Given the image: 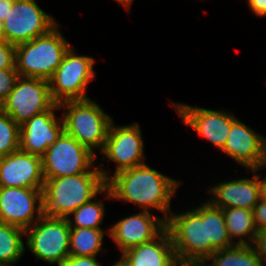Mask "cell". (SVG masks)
Returning a JSON list of instances; mask_svg holds the SVG:
<instances>
[{"label": "cell", "instance_id": "6da1fadb", "mask_svg": "<svg viewBox=\"0 0 266 266\" xmlns=\"http://www.w3.org/2000/svg\"><path fill=\"white\" fill-rule=\"evenodd\" d=\"M179 180L167 177L146 163L114 174L102 190L105 199L135 203L142 211L159 210L166 221Z\"/></svg>", "mask_w": 266, "mask_h": 266}, {"label": "cell", "instance_id": "7a4b0ae2", "mask_svg": "<svg viewBox=\"0 0 266 266\" xmlns=\"http://www.w3.org/2000/svg\"><path fill=\"white\" fill-rule=\"evenodd\" d=\"M95 165L87 173L45 179L43 211L51 217L67 218L106 187L109 173Z\"/></svg>", "mask_w": 266, "mask_h": 266}, {"label": "cell", "instance_id": "3957f363", "mask_svg": "<svg viewBox=\"0 0 266 266\" xmlns=\"http://www.w3.org/2000/svg\"><path fill=\"white\" fill-rule=\"evenodd\" d=\"M59 23L46 34L16 45L15 67L19 76L50 80L71 44L59 31Z\"/></svg>", "mask_w": 266, "mask_h": 266}, {"label": "cell", "instance_id": "277c9868", "mask_svg": "<svg viewBox=\"0 0 266 266\" xmlns=\"http://www.w3.org/2000/svg\"><path fill=\"white\" fill-rule=\"evenodd\" d=\"M62 119L64 131L93 153L104 150L108 130L113 119L92 99L64 101ZM95 149V150H94Z\"/></svg>", "mask_w": 266, "mask_h": 266}, {"label": "cell", "instance_id": "5b68a950", "mask_svg": "<svg viewBox=\"0 0 266 266\" xmlns=\"http://www.w3.org/2000/svg\"><path fill=\"white\" fill-rule=\"evenodd\" d=\"M176 259L207 260L215 250L207 241L206 202L181 214L170 213L166 220Z\"/></svg>", "mask_w": 266, "mask_h": 266}, {"label": "cell", "instance_id": "8992f818", "mask_svg": "<svg viewBox=\"0 0 266 266\" xmlns=\"http://www.w3.org/2000/svg\"><path fill=\"white\" fill-rule=\"evenodd\" d=\"M70 226L66 218L43 215L25 230L26 245L38 260L62 266L70 256Z\"/></svg>", "mask_w": 266, "mask_h": 266}, {"label": "cell", "instance_id": "52a82bcc", "mask_svg": "<svg viewBox=\"0 0 266 266\" xmlns=\"http://www.w3.org/2000/svg\"><path fill=\"white\" fill-rule=\"evenodd\" d=\"M71 46L63 60L49 80L52 100L60 104L69 100H84L87 86L95 79L94 62L89 56L76 55Z\"/></svg>", "mask_w": 266, "mask_h": 266}, {"label": "cell", "instance_id": "ba28073f", "mask_svg": "<svg viewBox=\"0 0 266 266\" xmlns=\"http://www.w3.org/2000/svg\"><path fill=\"white\" fill-rule=\"evenodd\" d=\"M96 159L95 153L63 131L42 156L44 179L87 173L98 163Z\"/></svg>", "mask_w": 266, "mask_h": 266}, {"label": "cell", "instance_id": "9c48e42d", "mask_svg": "<svg viewBox=\"0 0 266 266\" xmlns=\"http://www.w3.org/2000/svg\"><path fill=\"white\" fill-rule=\"evenodd\" d=\"M54 104L48 80L19 76L12 92L0 103V109L21 126L34 115L49 110Z\"/></svg>", "mask_w": 266, "mask_h": 266}, {"label": "cell", "instance_id": "30bf717a", "mask_svg": "<svg viewBox=\"0 0 266 266\" xmlns=\"http://www.w3.org/2000/svg\"><path fill=\"white\" fill-rule=\"evenodd\" d=\"M2 22L5 41L15 46L46 34L58 24L36 0H15Z\"/></svg>", "mask_w": 266, "mask_h": 266}, {"label": "cell", "instance_id": "8fae6325", "mask_svg": "<svg viewBox=\"0 0 266 266\" xmlns=\"http://www.w3.org/2000/svg\"><path fill=\"white\" fill-rule=\"evenodd\" d=\"M137 122L117 126L112 121L108 130L102 160L106 158L116 164L114 173L145 164L144 141ZM106 157V158H105Z\"/></svg>", "mask_w": 266, "mask_h": 266}, {"label": "cell", "instance_id": "7c38bea8", "mask_svg": "<svg viewBox=\"0 0 266 266\" xmlns=\"http://www.w3.org/2000/svg\"><path fill=\"white\" fill-rule=\"evenodd\" d=\"M43 215V190L0 187V222L26 230Z\"/></svg>", "mask_w": 266, "mask_h": 266}, {"label": "cell", "instance_id": "4fadbf2b", "mask_svg": "<svg viewBox=\"0 0 266 266\" xmlns=\"http://www.w3.org/2000/svg\"><path fill=\"white\" fill-rule=\"evenodd\" d=\"M171 107L178 113L186 126L192 128L216 148L223 150L236 116L223 109L210 110L181 102H172Z\"/></svg>", "mask_w": 266, "mask_h": 266}, {"label": "cell", "instance_id": "5bb4252c", "mask_svg": "<svg viewBox=\"0 0 266 266\" xmlns=\"http://www.w3.org/2000/svg\"><path fill=\"white\" fill-rule=\"evenodd\" d=\"M222 152L249 171L266 167V137L237 118L231 125Z\"/></svg>", "mask_w": 266, "mask_h": 266}, {"label": "cell", "instance_id": "9a60e30c", "mask_svg": "<svg viewBox=\"0 0 266 266\" xmlns=\"http://www.w3.org/2000/svg\"><path fill=\"white\" fill-rule=\"evenodd\" d=\"M150 213V211H140L138 214L119 219L107 229L106 233L122 253L152 241L166 228L164 216H155Z\"/></svg>", "mask_w": 266, "mask_h": 266}, {"label": "cell", "instance_id": "2e32d148", "mask_svg": "<svg viewBox=\"0 0 266 266\" xmlns=\"http://www.w3.org/2000/svg\"><path fill=\"white\" fill-rule=\"evenodd\" d=\"M59 105L55 103L49 110L34 115L20 126V149L42 157L47 148L52 146L64 131L62 116L57 118L56 110Z\"/></svg>", "mask_w": 266, "mask_h": 266}, {"label": "cell", "instance_id": "e0dca14e", "mask_svg": "<svg viewBox=\"0 0 266 266\" xmlns=\"http://www.w3.org/2000/svg\"><path fill=\"white\" fill-rule=\"evenodd\" d=\"M42 157L14 151L0 158V187H19L43 190Z\"/></svg>", "mask_w": 266, "mask_h": 266}, {"label": "cell", "instance_id": "ac0fdd59", "mask_svg": "<svg viewBox=\"0 0 266 266\" xmlns=\"http://www.w3.org/2000/svg\"><path fill=\"white\" fill-rule=\"evenodd\" d=\"M253 177L229 179L222 183L212 186L208 192L212 193L208 201L216 207L242 208L253 210L260 200V185L258 170H251Z\"/></svg>", "mask_w": 266, "mask_h": 266}, {"label": "cell", "instance_id": "d6986e66", "mask_svg": "<svg viewBox=\"0 0 266 266\" xmlns=\"http://www.w3.org/2000/svg\"><path fill=\"white\" fill-rule=\"evenodd\" d=\"M175 261L172 240L166 228L152 241L125 251L118 260L122 266H174Z\"/></svg>", "mask_w": 266, "mask_h": 266}, {"label": "cell", "instance_id": "ffe728a7", "mask_svg": "<svg viewBox=\"0 0 266 266\" xmlns=\"http://www.w3.org/2000/svg\"><path fill=\"white\" fill-rule=\"evenodd\" d=\"M222 210L231 241L237 240L235 241L236 245H252L255 234L258 231L254 221L253 210L242 208H225Z\"/></svg>", "mask_w": 266, "mask_h": 266}, {"label": "cell", "instance_id": "44dd1931", "mask_svg": "<svg viewBox=\"0 0 266 266\" xmlns=\"http://www.w3.org/2000/svg\"><path fill=\"white\" fill-rule=\"evenodd\" d=\"M25 230L0 222V264L11 266L17 263L25 253L23 236Z\"/></svg>", "mask_w": 266, "mask_h": 266}, {"label": "cell", "instance_id": "7402d4cb", "mask_svg": "<svg viewBox=\"0 0 266 266\" xmlns=\"http://www.w3.org/2000/svg\"><path fill=\"white\" fill-rule=\"evenodd\" d=\"M104 232V229L71 228L70 255L96 257L103 250Z\"/></svg>", "mask_w": 266, "mask_h": 266}, {"label": "cell", "instance_id": "603a6c76", "mask_svg": "<svg viewBox=\"0 0 266 266\" xmlns=\"http://www.w3.org/2000/svg\"><path fill=\"white\" fill-rule=\"evenodd\" d=\"M207 261L210 266H264L251 245H235L215 251Z\"/></svg>", "mask_w": 266, "mask_h": 266}, {"label": "cell", "instance_id": "cb8c5ba5", "mask_svg": "<svg viewBox=\"0 0 266 266\" xmlns=\"http://www.w3.org/2000/svg\"><path fill=\"white\" fill-rule=\"evenodd\" d=\"M207 241L217 251L227 249L236 244L231 241L225 223L223 210L206 200Z\"/></svg>", "mask_w": 266, "mask_h": 266}, {"label": "cell", "instance_id": "d4e9b609", "mask_svg": "<svg viewBox=\"0 0 266 266\" xmlns=\"http://www.w3.org/2000/svg\"><path fill=\"white\" fill-rule=\"evenodd\" d=\"M73 218L67 217L70 228H93L102 229L100 224L105 217L103 201L91 200L72 212Z\"/></svg>", "mask_w": 266, "mask_h": 266}, {"label": "cell", "instance_id": "484cf974", "mask_svg": "<svg viewBox=\"0 0 266 266\" xmlns=\"http://www.w3.org/2000/svg\"><path fill=\"white\" fill-rule=\"evenodd\" d=\"M20 126L0 109V158L20 149Z\"/></svg>", "mask_w": 266, "mask_h": 266}, {"label": "cell", "instance_id": "4316f807", "mask_svg": "<svg viewBox=\"0 0 266 266\" xmlns=\"http://www.w3.org/2000/svg\"><path fill=\"white\" fill-rule=\"evenodd\" d=\"M18 77L19 74L16 69L0 70V103L12 92Z\"/></svg>", "mask_w": 266, "mask_h": 266}, {"label": "cell", "instance_id": "83f0119b", "mask_svg": "<svg viewBox=\"0 0 266 266\" xmlns=\"http://www.w3.org/2000/svg\"><path fill=\"white\" fill-rule=\"evenodd\" d=\"M15 53V45H12L6 41H0V70L16 69Z\"/></svg>", "mask_w": 266, "mask_h": 266}, {"label": "cell", "instance_id": "f1b7e54d", "mask_svg": "<svg viewBox=\"0 0 266 266\" xmlns=\"http://www.w3.org/2000/svg\"><path fill=\"white\" fill-rule=\"evenodd\" d=\"M251 246L255 250L256 255L266 266V228L257 231Z\"/></svg>", "mask_w": 266, "mask_h": 266}, {"label": "cell", "instance_id": "f546056e", "mask_svg": "<svg viewBox=\"0 0 266 266\" xmlns=\"http://www.w3.org/2000/svg\"><path fill=\"white\" fill-rule=\"evenodd\" d=\"M62 266H101L96 257L70 255Z\"/></svg>", "mask_w": 266, "mask_h": 266}, {"label": "cell", "instance_id": "4dcf8cb0", "mask_svg": "<svg viewBox=\"0 0 266 266\" xmlns=\"http://www.w3.org/2000/svg\"><path fill=\"white\" fill-rule=\"evenodd\" d=\"M257 229L266 228V201L260 199L253 209Z\"/></svg>", "mask_w": 266, "mask_h": 266}, {"label": "cell", "instance_id": "1f68e13d", "mask_svg": "<svg viewBox=\"0 0 266 266\" xmlns=\"http://www.w3.org/2000/svg\"><path fill=\"white\" fill-rule=\"evenodd\" d=\"M247 3L255 15L266 16V0H247Z\"/></svg>", "mask_w": 266, "mask_h": 266}, {"label": "cell", "instance_id": "d6a6232c", "mask_svg": "<svg viewBox=\"0 0 266 266\" xmlns=\"http://www.w3.org/2000/svg\"><path fill=\"white\" fill-rule=\"evenodd\" d=\"M174 266H210L207 260L176 259Z\"/></svg>", "mask_w": 266, "mask_h": 266}, {"label": "cell", "instance_id": "836d02e7", "mask_svg": "<svg viewBox=\"0 0 266 266\" xmlns=\"http://www.w3.org/2000/svg\"><path fill=\"white\" fill-rule=\"evenodd\" d=\"M15 0H0V21H3L11 11Z\"/></svg>", "mask_w": 266, "mask_h": 266}, {"label": "cell", "instance_id": "e575fe53", "mask_svg": "<svg viewBox=\"0 0 266 266\" xmlns=\"http://www.w3.org/2000/svg\"><path fill=\"white\" fill-rule=\"evenodd\" d=\"M259 185H260V199L266 201V174L263 176V178H260L259 175Z\"/></svg>", "mask_w": 266, "mask_h": 266}, {"label": "cell", "instance_id": "d590c367", "mask_svg": "<svg viewBox=\"0 0 266 266\" xmlns=\"http://www.w3.org/2000/svg\"><path fill=\"white\" fill-rule=\"evenodd\" d=\"M115 1L120 3L129 12L132 2L134 0H115Z\"/></svg>", "mask_w": 266, "mask_h": 266}, {"label": "cell", "instance_id": "8d00e7d4", "mask_svg": "<svg viewBox=\"0 0 266 266\" xmlns=\"http://www.w3.org/2000/svg\"><path fill=\"white\" fill-rule=\"evenodd\" d=\"M0 41H5V33H4L2 21H0Z\"/></svg>", "mask_w": 266, "mask_h": 266}, {"label": "cell", "instance_id": "74e56055", "mask_svg": "<svg viewBox=\"0 0 266 266\" xmlns=\"http://www.w3.org/2000/svg\"><path fill=\"white\" fill-rule=\"evenodd\" d=\"M111 266H122L118 261H116L113 265Z\"/></svg>", "mask_w": 266, "mask_h": 266}]
</instances>
